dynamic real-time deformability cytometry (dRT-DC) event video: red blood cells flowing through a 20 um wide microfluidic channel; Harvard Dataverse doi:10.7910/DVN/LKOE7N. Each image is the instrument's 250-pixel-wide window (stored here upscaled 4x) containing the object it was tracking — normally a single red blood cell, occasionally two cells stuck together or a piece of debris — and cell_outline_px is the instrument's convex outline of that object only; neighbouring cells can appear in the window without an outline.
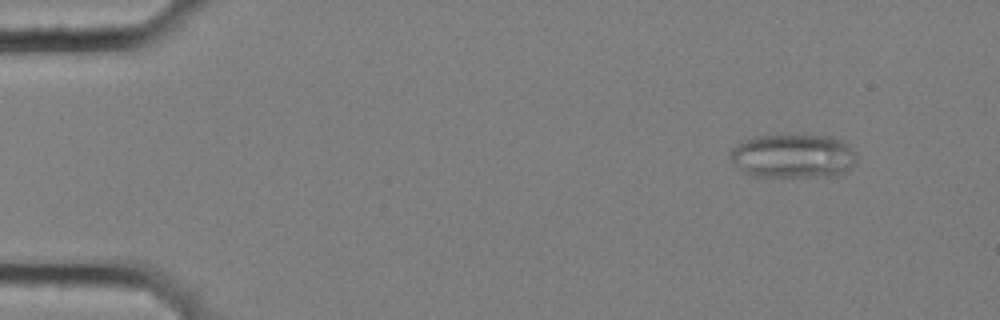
{"species": "common noctule bat (a hibernating species)", "species_latin": "Nyctalus noctula", "temperature_condition": "cold", "stored_images_in_passage": 9, "camera_frame_rate_fps": 3000, "um_per_image_px": 0.085, "animal": {"sex": "female", "body_mass_g": 25.1}, "frame": {"image": 1, "passage_image": 1, "time_ms": 0.0, "image_size_px": [1000, 320], "cell_outline_px": [[852, 164], [848, 172], [832, 176], [760, 176], [748, 172], [740, 168], [732, 160], [732, 148], [740, 140], [756, 136], [828, 136], [840, 140], [852, 152]], "centroid_in_image_um": [67.37, 13.26], "position_along_channel_um": 17.6, "area_um2": 31.27}}
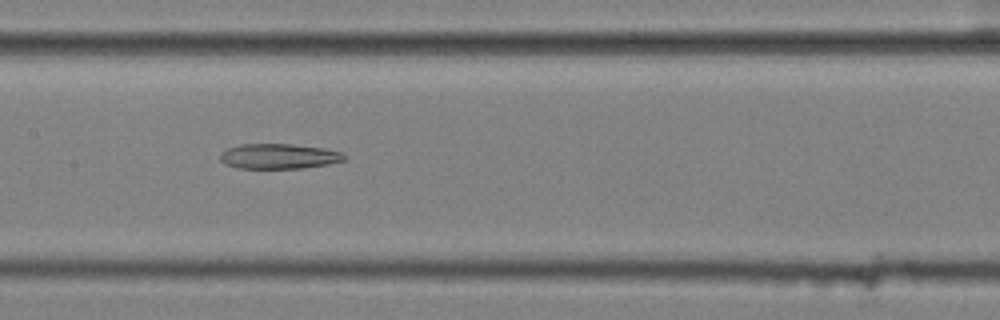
{"frame": {"image": 2, "passage_image": 8, "time_ms": 2.333, "image_size_px": [1000, 320], "cell_outline_px": [[344, 160], [328, 164], [304, 168], [236, 168], [224, 164], [220, 160], [220, 152], [228, 148], [240, 144], [288, 144], [324, 148], [344, 152]], "centroid_in_image_um": [23.67, 13.28], "position_along_channel_um": 183.7, "area_um2": 18.21}}
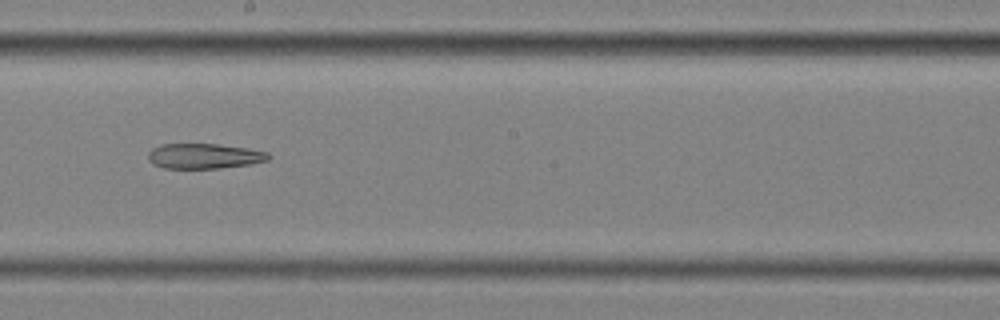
{"frame": {"image": 3, "passage_image": 9, "time_ms": 2.667, "image_size_px": [1000, 320], "cell_outline_px": [[272, 156], [268, 160], [248, 164], [216, 168], [164, 168], [152, 164], [148, 160], [148, 152], [152, 148], [160, 144], [216, 144], [248, 148], [268, 152]], "centroid_in_image_um": [17.33, 13.26], "position_along_channel_um": 230.9, "area_um2": 17.63}}